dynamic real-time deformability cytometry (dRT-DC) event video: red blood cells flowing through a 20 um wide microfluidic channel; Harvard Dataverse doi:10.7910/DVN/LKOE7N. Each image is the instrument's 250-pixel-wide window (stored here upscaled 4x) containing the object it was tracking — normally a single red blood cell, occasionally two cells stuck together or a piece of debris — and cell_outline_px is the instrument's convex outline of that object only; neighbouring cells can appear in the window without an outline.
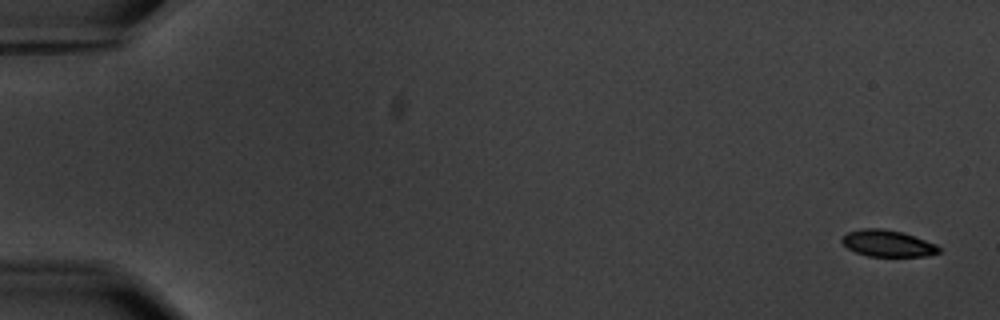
{"species": "common noctule bat (a hibernating species)", "species_latin": "Nyctalus noctula", "temperature_condition": "warm", "stored_images_in_passage": 7, "camera_frame_rate_fps": 3000, "um_per_image_px": 0.085, "animal": {"sex": "male", "body_mass_g": 20.1, "forearm_length_mm": 53.5}, "frame": {"image": 1, "passage_image": 1, "time_ms": 0.0, "image_size_px": [1000, 320], "cell_outline_px": [[940, 252], [924, 256], [868, 256], [856, 252], [848, 248], [840, 240], [848, 232], [860, 228], [884, 228], [904, 232], [936, 244], [940, 248]], "centroid_in_image_um": [75.45, 20.67], "position_along_channel_um": 9.5, "area_um2": 15.03}}
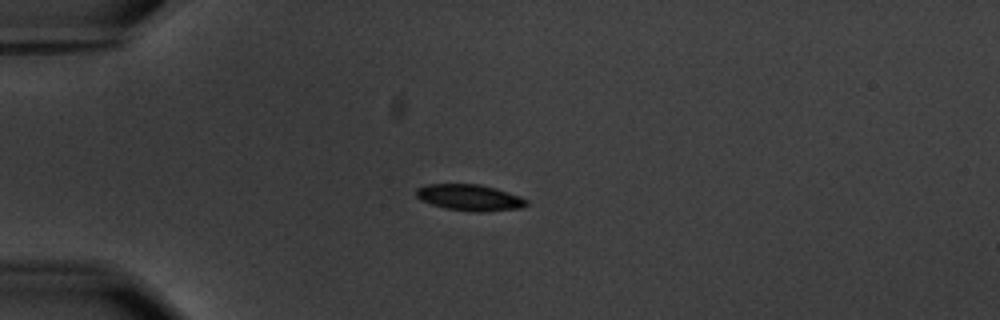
{"frame": {"image": 2, "passage_image": 5, "time_ms": 4.667, "image_size_px": [1000, 320], "cell_outline_px": [[528, 204], [520, 208], [480, 212], [468, 212], [444, 208], [420, 200], [416, 196], [416, 188], [428, 184], [480, 184], [496, 188], [520, 196], [528, 200]], "centroid_in_image_um": [39.91, 16.79], "position_along_channel_um": 45.1, "area_um2": 16.99}}
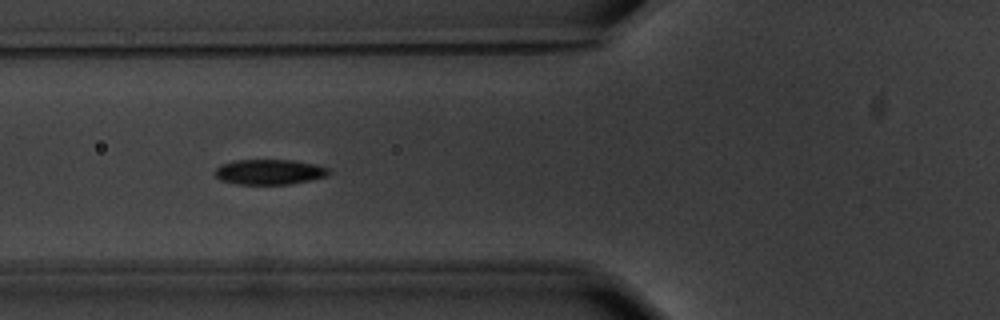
{"frame": {"image": 3, "passage_image": 7, "time_ms": 7.0, "image_size_px": [1000, 320], "cell_outline_px": [[332, 172], [328, 176], [288, 184], [236, 184], [220, 180], [212, 172], [220, 164], [236, 160], [296, 160], [316, 164], [328, 168]], "centroid_in_image_um": [22.89, 14.6], "position_along_channel_um": 102.9, "area_um2": 16.88}}